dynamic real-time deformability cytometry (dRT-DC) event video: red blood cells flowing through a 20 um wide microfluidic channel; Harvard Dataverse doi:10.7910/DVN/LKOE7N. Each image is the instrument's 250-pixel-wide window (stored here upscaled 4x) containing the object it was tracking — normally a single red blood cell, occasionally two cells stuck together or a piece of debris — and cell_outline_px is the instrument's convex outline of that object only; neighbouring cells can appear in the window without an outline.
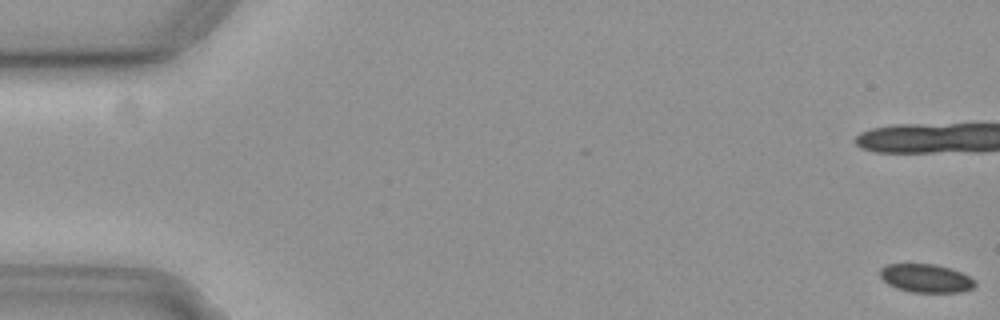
{"species": "common noctule bat (a hibernating species)", "species_latin": "Nyctalus noctula", "temperature_condition": "cold", "stored_images_in_passage": 59, "camera_frame_rate_fps": 3000, "um_per_image_px": 0.085, "animal": {"sex": "female", "body_mass_g": 19.3, "forearm_length_mm": 54.1}, "frame": {"image": 1, "passage_image": 1, "time_ms": 0.0, "image_size_px": [1000, 320], "cell_outline_px": [[976, 284], [972, 288], [960, 292], [912, 292], [896, 288], [888, 284], [880, 276], [880, 268], [888, 264], [936, 264], [952, 268], [976, 280]], "centroid_in_image_um": [78.71, 23.65], "position_along_channel_um": 6.3, "area_um2": 15.72}}
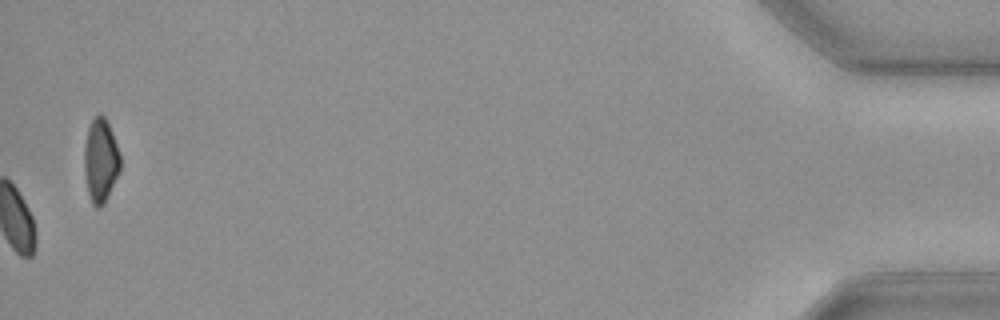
{"frame": {"image": 2, "passage_image": 59, "time_ms": 19.333, "image_size_px": [1000, 320], "cell_outline_px": [[120, 168], [104, 204], [100, 208], [96, 208], [92, 204], [88, 192], [84, 168], [84, 148], [88, 128], [92, 120], [100, 112], [108, 120], [120, 152]], "centroid_in_image_um": [8.55, 13.6], "position_along_channel_um": 426.6, "area_um2": 17.57}, "authors_computed_cell_mechanics": {"area_um2": 16.9932, "velocity_mm_per_s": 3.634, "shape_relaxation_time_tau1_ms": 2.2792, "shape_relaxation_time_tau2_ms": null, "deformation_change_tau1": 0.0426, "deformation_change_tau2": null}}